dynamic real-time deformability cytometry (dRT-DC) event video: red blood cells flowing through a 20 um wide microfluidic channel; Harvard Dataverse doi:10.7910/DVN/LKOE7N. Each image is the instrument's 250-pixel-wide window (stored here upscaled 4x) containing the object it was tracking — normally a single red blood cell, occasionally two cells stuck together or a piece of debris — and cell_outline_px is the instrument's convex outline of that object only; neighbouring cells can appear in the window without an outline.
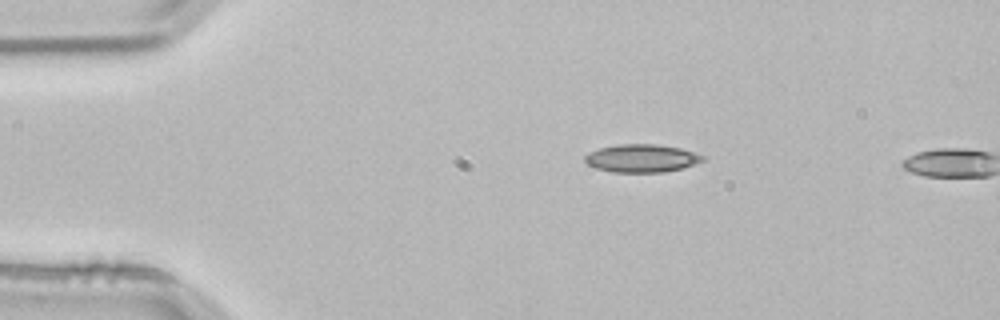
{"species": "common noctule bat (a hibernating species)", "species_latin": "Nyctalus noctula", "temperature_condition": "room temperature", "stored_images_in_passage": 2, "segment_of_instrument_passage": [1, 2], "camera_frame_rate_fps": 3000, "um_per_image_px": 0.085, "animal": {"sex": "male", "body_mass_g": 21.5, "forearm_length_mm": 52.0}, "frame": {"image": 1, "passage_image": 1, "time_ms": 0.0, "image_size_px": [1000, 320], "cell_outline_px": [[704, 160], [684, 168], [664, 172], [612, 172], [596, 168], [588, 164], [584, 160], [584, 156], [588, 152], [600, 148], [616, 144], [656, 144], [680, 148], [704, 156]], "centroid_in_image_um": [54.51, 13.45], "position_along_channel_um": 30.5, "area_um2": 19.19}}